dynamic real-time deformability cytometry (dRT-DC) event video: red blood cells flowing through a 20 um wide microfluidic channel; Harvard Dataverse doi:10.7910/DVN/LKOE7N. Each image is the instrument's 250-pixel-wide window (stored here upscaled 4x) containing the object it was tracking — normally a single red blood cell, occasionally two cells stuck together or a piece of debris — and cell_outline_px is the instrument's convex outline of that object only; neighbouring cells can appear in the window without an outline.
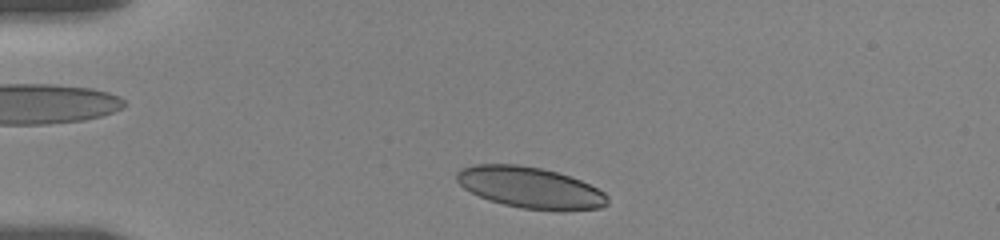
{"species": "human", "species_latin": "Homo sapiens", "temperature_condition": "room temperature", "stored_images_in_passage": 31, "camera_frame_rate_fps": 3000, "um_per_image_px": 0.085, "donor": {"sex": "female"}, "frame": {"image": 1, "passage_image": 1, "time_ms": 0.0, "image_size_px": [1000, 240], "cell_outline_px": [[608, 204], [600, 208], [564, 212], [556, 212], [520, 208], [488, 200], [464, 188], [456, 180], [456, 172], [460, 168], [476, 164], [516, 164], [540, 168], [556, 172], [580, 180], [604, 192], [608, 196]], "centroid_in_image_um": [45.08, 15.97], "position_along_channel_um": 39.9, "area_um2": 36.53}}
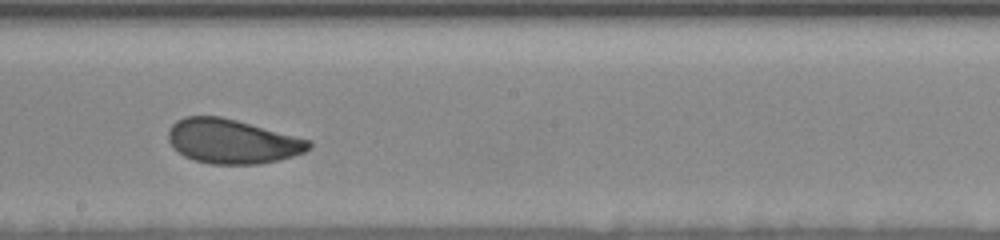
{"frame": {"image": 2, "passage_image": 15, "time_ms": 6.333, "image_size_px": [1000, 240], "cell_outline_px": [[312, 148], [304, 152], [280, 160], [260, 164], [212, 164], [192, 160], [184, 156], [168, 140], [168, 132], [172, 124], [176, 120], [184, 116], [220, 116], [236, 120], [312, 140]], "centroid_in_image_um": [19.76, 12.02], "position_along_channel_um": 228.4, "area_um2": 36.41}}
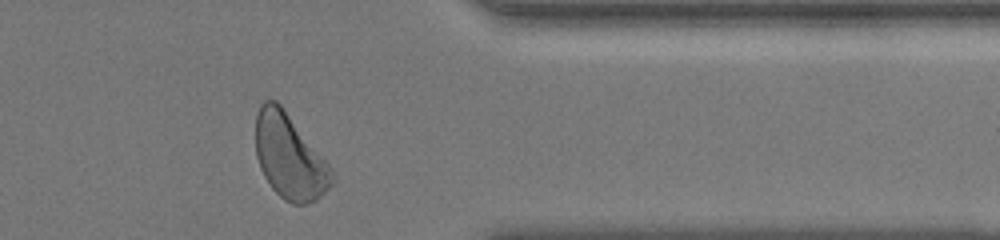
{"frame": {"image": 3, "passage_image": 29, "time_ms": 11.0, "image_size_px": [1000, 240], "cell_outline_px": [[336, 180], [316, 200], [308, 204], [292, 204], [284, 200], [272, 188], [264, 176], [260, 168], [256, 156], [256, 112], [260, 104], [264, 100], [276, 100], [280, 104], [328, 164], [336, 176]], "centroid_in_image_um": [24.6, 13.34], "position_along_channel_um": 386.8, "area_um2": 37.4}, "authors_computed_cell_mechanics": {"area_um2": 36.5874, "velocity_mm_per_s": 3.5858, "shape_relaxation_time_tau1_ms": 3.0241, "shape_relaxation_time_tau2_ms": 0.9838, "deformation_change_tau1": 0.0962, "deformation_change_tau2": 0.0616}}